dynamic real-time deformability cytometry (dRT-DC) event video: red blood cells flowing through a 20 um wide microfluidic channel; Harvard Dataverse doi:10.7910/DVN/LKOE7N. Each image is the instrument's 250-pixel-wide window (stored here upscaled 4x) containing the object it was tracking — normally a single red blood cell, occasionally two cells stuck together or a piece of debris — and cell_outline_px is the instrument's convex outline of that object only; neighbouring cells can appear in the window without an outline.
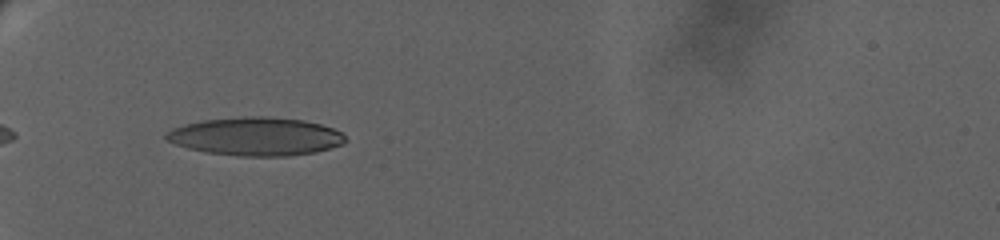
{"species": "human", "species_latin": "Homo sapiens", "temperature_condition": "warm", "stored_images_in_passage": 12, "camera_frame_rate_fps": 3000, "um_per_image_px": 0.085, "donor": {"sex": "female"}, "frame": {"image": 1, "passage_image": 1, "time_ms": 0.0, "image_size_px": [1000, 240], "cell_outline_px": [[348, 140], [344, 144], [316, 152], [288, 156], [240, 156], [204, 152], [188, 148], [176, 144], [168, 140], [164, 136], [172, 128], [184, 124], [200, 120], [244, 116], [264, 116], [304, 120], [320, 124], [344, 132]], "centroid_in_image_um": [21.78, 11.59], "position_along_channel_um": 63.2, "area_um2": 40.29}}
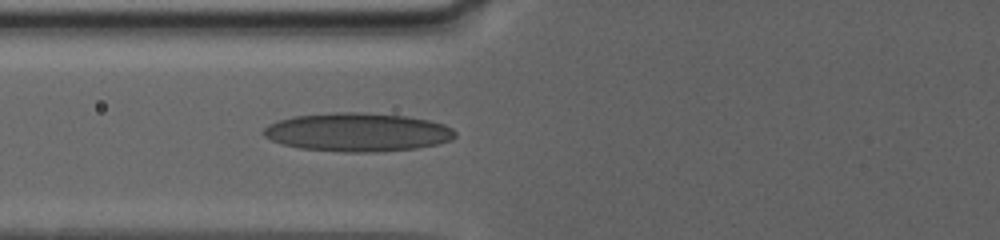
{"frame": {"image": 2, "passage_image": 9, "time_ms": 1.667, "image_size_px": [1000, 240], "cell_outline_px": [[456, 136], [452, 140], [436, 144], [416, 148], [372, 152], [344, 152], [300, 148], [280, 144], [264, 136], [260, 132], [268, 124], [292, 116], [336, 112], [360, 112], [408, 116], [428, 120], [444, 124], [452, 128], [456, 132]], "centroid_in_image_um": [30.38, 11.23], "position_along_channel_um": 95.4, "area_um2": 43.18}}